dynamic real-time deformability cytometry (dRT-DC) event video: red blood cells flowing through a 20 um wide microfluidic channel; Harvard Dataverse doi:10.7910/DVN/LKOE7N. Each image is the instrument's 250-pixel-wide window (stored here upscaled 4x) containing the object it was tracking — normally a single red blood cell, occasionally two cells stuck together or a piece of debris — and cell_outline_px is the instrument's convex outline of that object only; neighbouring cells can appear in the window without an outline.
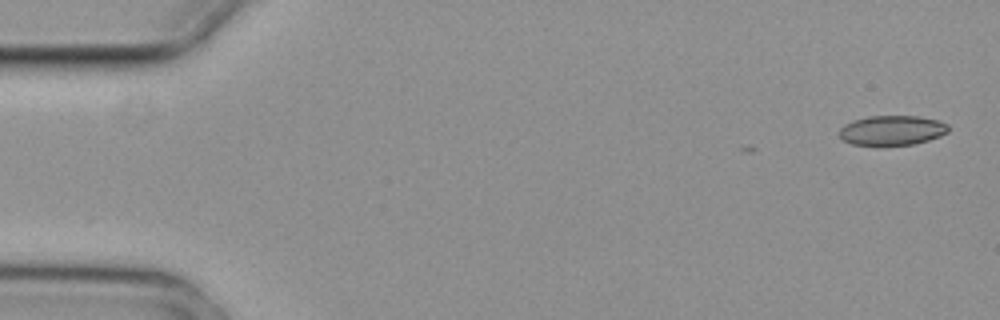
{"species": "common noctule bat (a hibernating species)", "species_latin": "Nyctalus noctula", "temperature_condition": "cold", "stored_images_in_passage": 4, "camera_frame_rate_fps": 3000, "um_per_image_px": 0.085, "animal": {"sex": "female", "body_mass_g": 29.2, "forearm_length_mm": 56.3}, "frame": {"image": 1, "passage_image": 1, "time_ms": 0.0, "image_size_px": [1000, 320], "cell_outline_px": [[948, 132], [940, 136], [928, 140], [912, 144], [884, 148], [852, 144], [844, 140], [836, 132], [844, 124], [852, 120], [868, 116], [920, 116], [936, 120], [948, 124]], "centroid_in_image_um": [75.76, 11.11], "position_along_channel_um": 9.2, "area_um2": 19.59}}
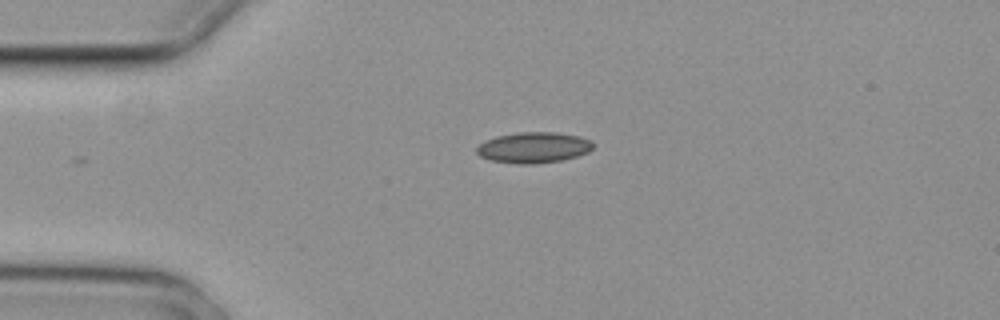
{"frame": {"image": 2, "passage_image": 4, "time_ms": 1.0, "image_size_px": [1000, 320], "cell_outline_px": [[592, 148], [588, 152], [576, 156], [560, 160], [532, 164], [516, 164], [492, 160], [480, 156], [476, 152], [476, 148], [480, 144], [496, 136], [520, 132], [556, 132], [580, 136], [592, 140]], "centroid_in_image_um": [45.37, 12.53], "position_along_channel_um": 39.6, "area_um2": 20.75}}